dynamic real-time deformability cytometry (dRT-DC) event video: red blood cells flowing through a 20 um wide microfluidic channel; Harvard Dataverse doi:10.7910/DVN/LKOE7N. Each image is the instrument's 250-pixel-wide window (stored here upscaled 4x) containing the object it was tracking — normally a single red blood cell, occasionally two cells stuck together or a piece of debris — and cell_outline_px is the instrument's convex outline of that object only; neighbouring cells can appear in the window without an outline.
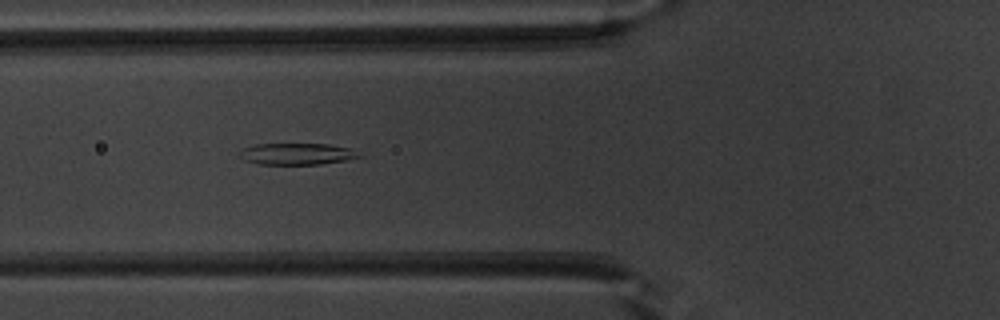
{"species": "common noctule bat (a hibernating species)", "species_latin": "Nyctalus noctula", "temperature_condition": "warm", "stored_images_in_passage": 51, "segment_of_instrument_passage": [1, 2], "camera_frame_rate_fps": 3000, "um_per_image_px": 0.085, "animal": {"sex": "male", "body_mass_g": 20.1, "forearm_length_mm": 53.5}, "frame": {"image": 1, "passage_image": 19, "time_ms": 6.0, "image_size_px": [1000, 320], "cell_outline_px": [[364, 156], [344, 160], [320, 164], [260, 164], [244, 160], [236, 156], [244, 148], [256, 144], [328, 144], [348, 148]], "centroid_in_image_um": [25.18, 13.08], "position_along_channel_um": 100.6, "area_um2": 14.85}}
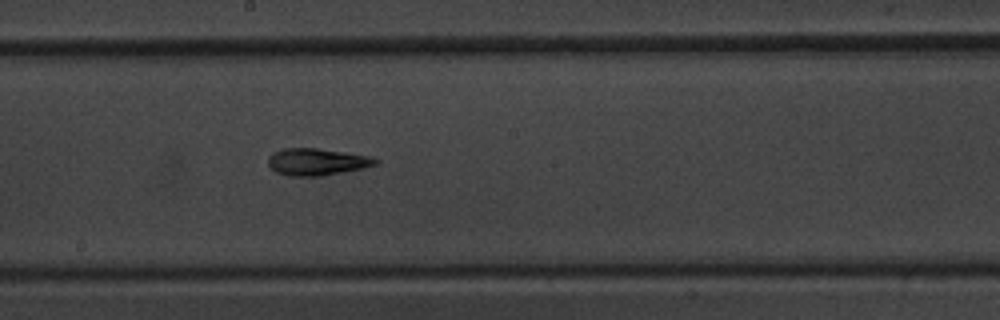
{"frame": {"image": 2, "passage_image": 28, "time_ms": 9.0, "image_size_px": [1000, 320], "cell_outline_px": [[380, 164], [320, 176], [288, 176], [276, 172], [268, 164], [268, 156], [272, 152], [284, 148], [316, 148], [344, 152], [368, 156], [380, 160]], "centroid_in_image_um": [26.9, 13.75], "position_along_channel_um": 221.3, "area_um2": 16.76}}
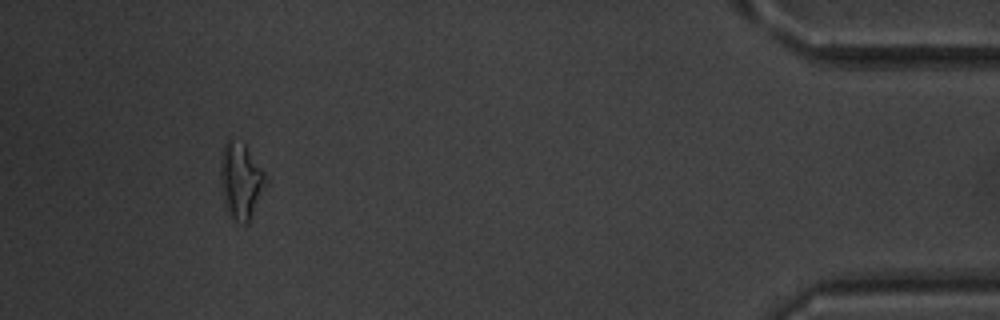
{"frame": {"image": 3, "passage_image": 47, "time_ms": 15.333, "image_size_px": [1000, 320], "cell_outline_px": [[268, 184], [248, 224], [244, 224], [236, 220], [228, 212], [224, 204], [220, 192], [220, 156], [224, 144], [228, 140], [232, 140], [244, 144], [264, 172], [268, 180]], "centroid_in_image_um": [20.46, 15.4], "position_along_channel_um": 414.7, "area_um2": 20.29}}